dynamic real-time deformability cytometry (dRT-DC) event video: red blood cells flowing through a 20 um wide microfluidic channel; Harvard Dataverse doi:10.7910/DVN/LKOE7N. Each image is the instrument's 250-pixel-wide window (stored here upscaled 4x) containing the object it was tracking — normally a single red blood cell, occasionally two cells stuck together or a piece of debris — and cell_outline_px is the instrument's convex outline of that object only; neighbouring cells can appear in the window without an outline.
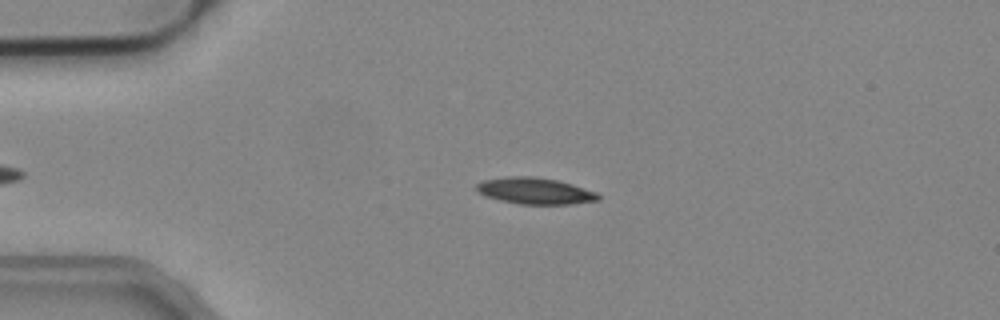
{"species": "common noctule bat (a hibernating species)", "species_latin": "Nyctalus noctula", "temperature_condition": "cold", "stored_images_in_passage": 40, "camera_frame_rate_fps": 3000, "um_per_image_px": 0.085, "animal": {"sex": "male", "body_mass_g": 19.2, "forearm_length_mm": 51.8}, "frame": {"image": 1, "passage_image": 5, "time_ms": 1.333, "image_size_px": [1000, 320], "cell_outline_px": [[600, 200], [572, 204], [520, 204], [500, 200], [484, 196], [476, 188], [476, 184], [484, 180], [508, 176], [536, 176], [556, 180], [572, 184], [596, 192], [600, 196]], "centroid_in_image_um": [45.48, 16.22], "position_along_channel_um": 39.5, "area_um2": 18.73}}
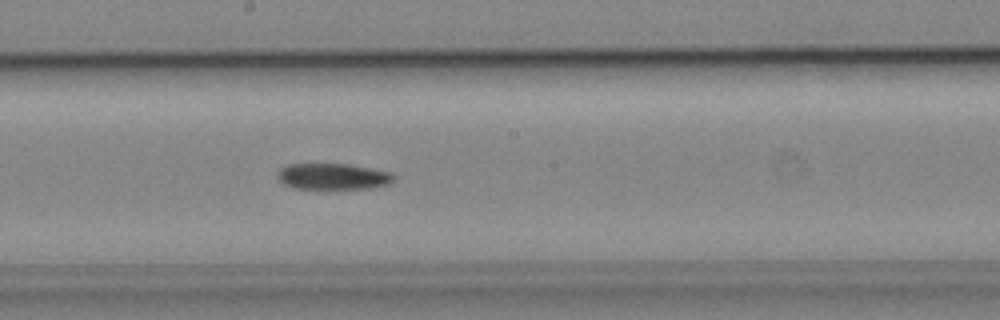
{"frame": {"image": 2, "passage_image": 21, "time_ms": 6.667, "image_size_px": [1000, 320], "cell_outline_px": [[392, 180], [388, 184], [372, 188], [292, 188], [284, 184], [276, 176], [276, 172], [280, 168], [288, 164], [348, 164], [392, 172]], "centroid_in_image_um": [28.25, 14.99], "position_along_channel_um": 220.0, "area_um2": 17.57}}
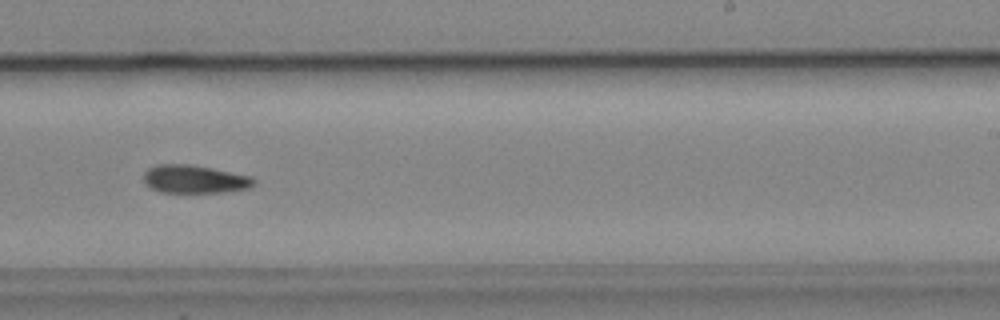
{"frame": {"image": 3, "passage_image": 25, "time_ms": 8.0, "image_size_px": [1000, 320], "cell_outline_px": [[256, 184], [248, 188], [224, 192], [160, 192], [144, 184], [144, 172], [148, 168], [156, 164], [188, 164], [212, 168], [252, 176], [256, 180]], "centroid_in_image_um": [16.54, 15.22], "position_along_channel_um": 272.5, "area_um2": 18.15}}